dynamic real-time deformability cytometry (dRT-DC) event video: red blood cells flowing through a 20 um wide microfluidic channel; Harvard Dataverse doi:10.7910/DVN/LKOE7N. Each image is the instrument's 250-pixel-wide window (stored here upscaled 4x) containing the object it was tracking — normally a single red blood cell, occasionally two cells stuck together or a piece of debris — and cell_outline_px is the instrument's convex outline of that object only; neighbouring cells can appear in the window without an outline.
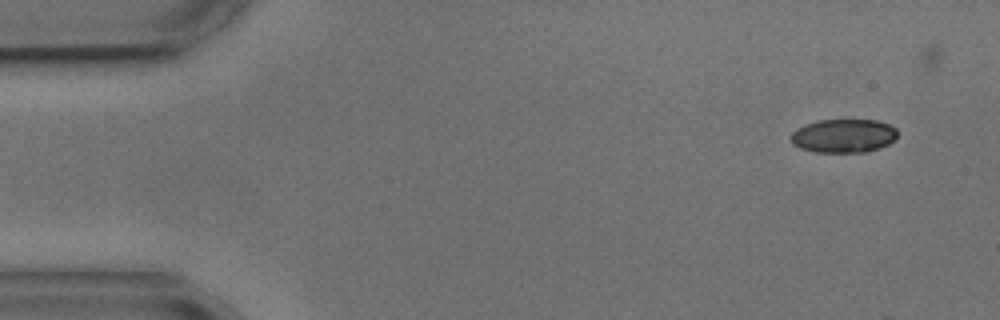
{"species": "common noctule bat (a hibernating species)", "species_latin": "Nyctalus noctula", "temperature_condition": "cold", "stored_images_in_passage": 5, "camera_frame_rate_fps": 3000, "um_per_image_px": 0.085, "animal": {"sex": "male", "body_mass_g": 17.9, "forearm_length_mm": 54.2}, "frame": {"image": 1, "passage_image": 1, "time_ms": 0.0, "image_size_px": [1000, 320], "cell_outline_px": [[896, 140], [880, 148], [864, 152], [816, 152], [800, 148], [792, 144], [788, 136], [796, 128], [804, 124], [816, 120], [876, 120], [888, 124], [896, 128]], "centroid_in_image_um": [71.66, 11.54], "position_along_channel_um": 13.3, "area_um2": 21.15}}
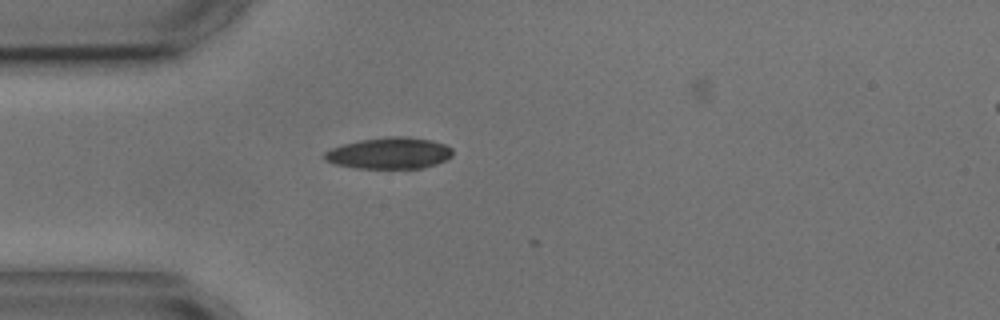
{"frame": {"image": 2, "passage_image": 4, "time_ms": 3.667, "image_size_px": [1000, 320], "cell_outline_px": [[452, 156], [448, 160], [424, 168], [356, 168], [336, 164], [324, 160], [324, 152], [332, 148], [344, 144], [360, 140], [388, 136], [408, 136], [432, 140], [444, 144], [452, 148]], "centroid_in_image_um": [33.13, 13.02], "position_along_channel_um": 51.9, "area_um2": 23.58}}